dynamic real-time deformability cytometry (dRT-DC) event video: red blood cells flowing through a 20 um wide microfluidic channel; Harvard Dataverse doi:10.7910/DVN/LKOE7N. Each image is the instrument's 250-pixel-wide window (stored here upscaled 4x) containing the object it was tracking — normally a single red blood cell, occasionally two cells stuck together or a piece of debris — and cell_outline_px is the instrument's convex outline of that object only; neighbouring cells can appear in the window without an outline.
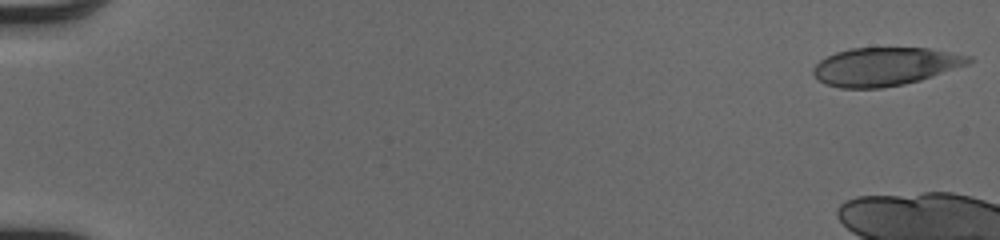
{"species": "human", "species_latin": "Homo sapiens", "temperature_condition": "cold", "stored_images_in_passage": 10, "camera_frame_rate_fps": 3000, "um_per_image_px": 0.085, "donor": {"sex": "male"}, "frame": {"image": 1, "passage_image": 1, "time_ms": 0.0, "image_size_px": [1000, 240], "cell_outline_px": [[976, 60], [968, 64], [920, 80], [904, 84], [880, 88], [840, 88], [824, 84], [812, 72], [812, 68], [820, 60], [836, 52], [852, 48], [928, 48], [972, 56]], "centroid_in_image_um": [75.24, 5.65], "position_along_channel_um": 9.8, "area_um2": 34.56}}